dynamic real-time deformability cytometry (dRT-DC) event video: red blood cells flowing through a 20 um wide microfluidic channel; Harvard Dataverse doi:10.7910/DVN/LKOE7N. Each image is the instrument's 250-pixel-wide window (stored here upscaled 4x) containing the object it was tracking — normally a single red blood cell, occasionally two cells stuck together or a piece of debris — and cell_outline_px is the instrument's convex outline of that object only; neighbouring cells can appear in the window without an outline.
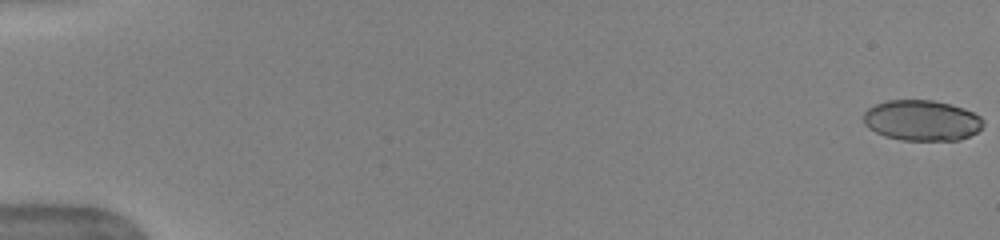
{"species": "human", "species_latin": "Homo sapiens", "temperature_condition": "warm", "stored_images_in_passage": 48, "camera_frame_rate_fps": 3000, "um_per_image_px": 0.085, "donor": {"sex": "female"}, "frame": {"image": 1, "passage_image": 1, "time_ms": 0.0, "image_size_px": [1000, 240], "cell_outline_px": [[984, 124], [976, 132], [960, 140], [900, 140], [884, 136], [868, 128], [864, 124], [864, 112], [868, 108], [876, 104], [888, 100], [932, 100], [964, 108], [980, 116], [984, 120]], "centroid_in_image_um": [78.34, 10.24], "position_along_channel_um": 6.7, "area_um2": 28.32}}
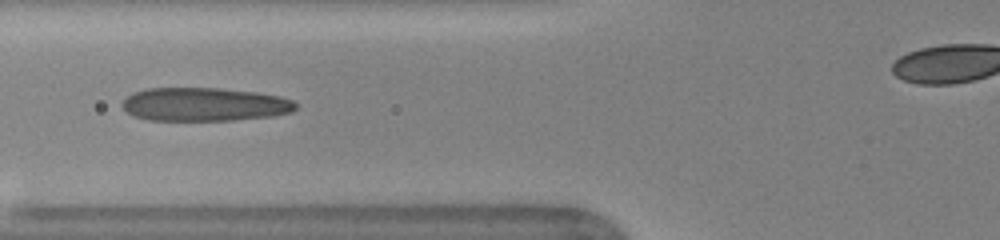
{"frame": {"image": 2, "passage_image": 22, "time_ms": 7.0, "image_size_px": [1000, 240], "cell_outline_px": [[296, 108], [292, 112], [272, 116], [232, 120], [148, 120], [136, 116], [128, 112], [120, 104], [132, 92], [148, 88], [220, 88], [256, 92], [280, 96], [292, 100], [296, 104]], "centroid_in_image_um": [17.38, 8.86], "position_along_channel_um": 108.4, "area_um2": 33.81}}
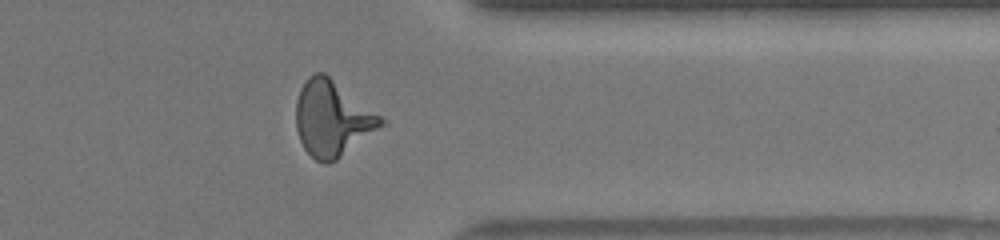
{"frame": {"image": 3, "passage_image": 43, "time_ms": 14.0, "image_size_px": [1000, 240], "cell_outline_px": [[388, 124], [336, 160], [328, 164], [324, 164], [316, 160], [304, 148], [300, 140], [296, 128], [296, 100], [300, 88], [308, 76], [316, 72], [324, 72], [388, 120]], "centroid_in_image_um": [28.29, 10.08], "position_along_channel_um": 383.1, "area_um2": 37.92}}